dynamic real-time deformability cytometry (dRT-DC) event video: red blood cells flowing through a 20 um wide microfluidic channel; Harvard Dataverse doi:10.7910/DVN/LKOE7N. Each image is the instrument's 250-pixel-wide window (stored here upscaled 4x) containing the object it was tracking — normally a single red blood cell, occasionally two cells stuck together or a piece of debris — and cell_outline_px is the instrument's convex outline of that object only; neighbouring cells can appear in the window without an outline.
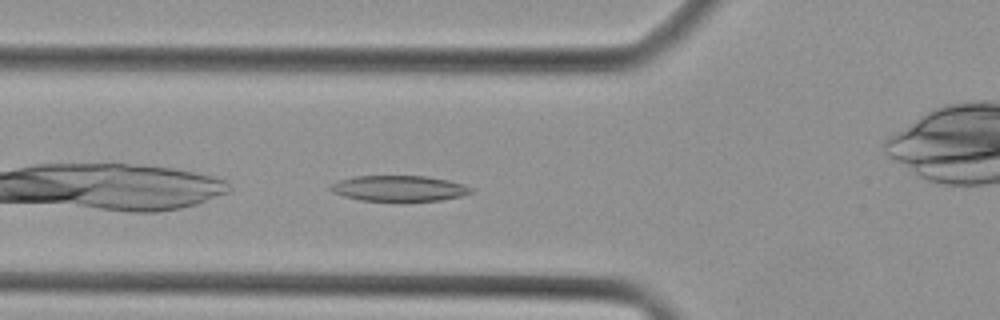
{"species": "Egyptian fruit bat (a non-hibernating species)", "species_latin": "Rousettus aegyptiacus", "temperature_condition": "cold", "stored_images_in_passage": 26, "camera_frame_rate_fps": 3000, "um_per_image_px": 0.085, "animal": {"sex": "female"}, "frame": {"image": 1, "passage_image": 3, "time_ms": 0.667, "image_size_px": [1000, 320], "cell_outline_px": [[472, 192], [460, 196], [440, 200], [360, 200], [344, 196], [332, 192], [328, 188], [328, 184], [336, 180], [352, 176], [424, 176], [448, 180], [464, 184], [472, 188]], "centroid_in_image_um": [33.83, 15.99], "position_along_channel_um": 92.0, "area_um2": 20.92}}
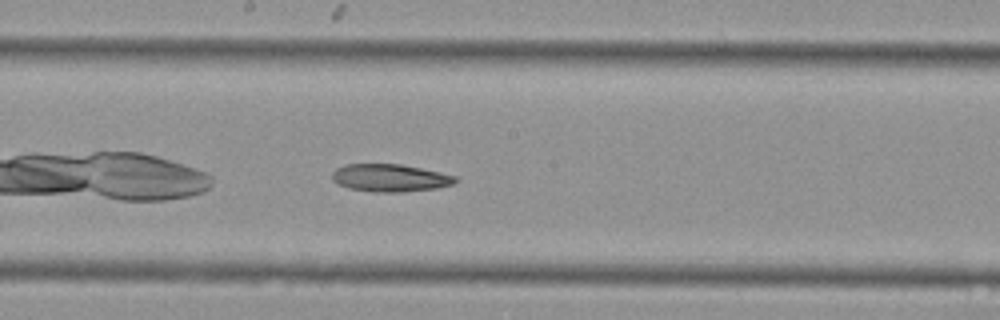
{"frame": {"image": 2, "passage_image": 11, "time_ms": 3.333, "image_size_px": [1000, 320], "cell_outline_px": [[460, 180], [456, 184], [436, 188], [404, 192], [376, 192], [348, 188], [332, 180], [332, 172], [336, 168], [344, 164], [400, 164], [440, 172], [456, 176]], "centroid_in_image_um": [33.19, 15.12], "position_along_channel_um": 215.0, "area_um2": 19.94}}
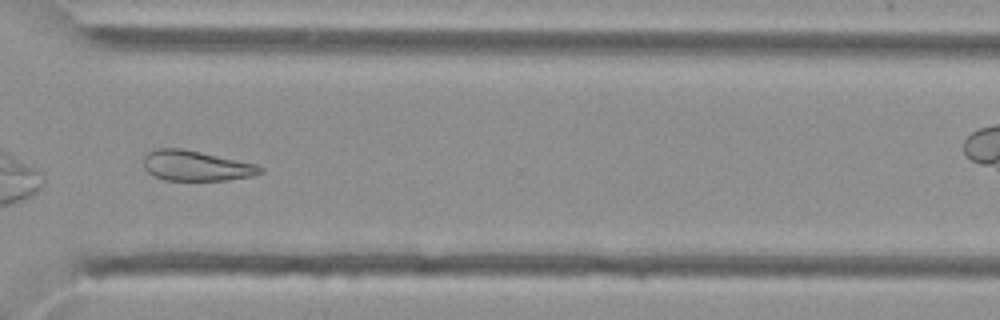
{"frame": {"image": 3, "passage_image": 20, "time_ms": 6.333, "image_size_px": [1000, 320], "cell_outline_px": [[264, 172], [252, 176], [228, 180], [164, 180], [152, 176], [144, 168], [144, 156], [148, 152], [156, 148], [180, 148], [200, 152], [256, 164], [264, 168]], "centroid_in_image_um": [16.65, 14.1], "position_along_channel_um": 353.9, "area_um2": 20.58}}